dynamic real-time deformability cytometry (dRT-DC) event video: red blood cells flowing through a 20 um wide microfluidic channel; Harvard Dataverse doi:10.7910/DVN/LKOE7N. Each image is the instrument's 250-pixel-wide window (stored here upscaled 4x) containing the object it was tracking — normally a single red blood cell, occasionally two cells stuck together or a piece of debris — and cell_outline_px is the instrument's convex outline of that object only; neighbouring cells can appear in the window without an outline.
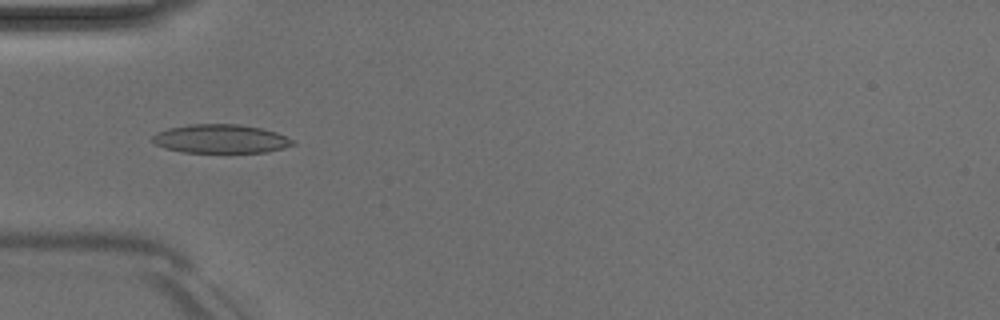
{"species": "Egyptian fruit bat (a non-hibernating species)", "species_latin": "Rousettus aegyptiacus", "temperature_condition": "room temperature", "stored_images_in_passage": 50, "camera_frame_rate_fps": 3000, "um_per_image_px": 0.085, "animal": {"sex": "male"}, "frame": {"image": 1, "passage_image": 16, "time_ms": 5.0, "image_size_px": [1000, 320], "cell_outline_px": [[296, 144], [284, 148], [268, 152], [184, 152], [164, 148], [156, 144], [152, 140], [152, 136], [156, 132], [168, 128], [188, 124], [236, 124], [260, 128], [276, 132], [296, 140]], "centroid_in_image_um": [18.78, 11.8], "position_along_channel_um": 66.2, "area_um2": 23.58}}
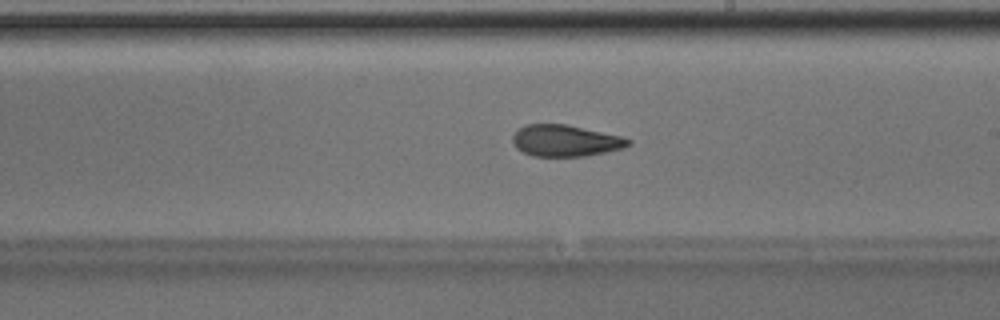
{"frame": {"image": 2, "passage_image": 29, "time_ms": 9.333, "image_size_px": [1000, 320], "cell_outline_px": [[632, 144], [624, 148], [584, 156], [532, 156], [516, 148], [512, 140], [512, 136], [516, 128], [524, 124], [568, 124], [620, 136], [632, 140]], "centroid_in_image_um": [48.03, 11.94], "position_along_channel_um": 241.0, "area_um2": 21.39}}
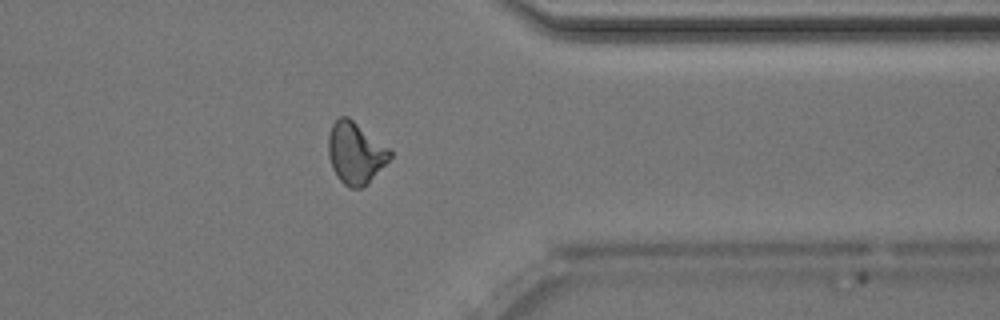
{"frame": {"image": 3, "passage_image": 40, "time_ms": 13.0, "image_size_px": [1000, 320], "cell_outline_px": [[392, 156], [368, 184], [360, 188], [348, 188], [336, 176], [332, 168], [328, 156], [328, 136], [332, 124], [340, 116], [348, 116], [388, 148], [392, 152]], "centroid_in_image_um": [30.19, 13.02], "position_along_channel_um": 381.2, "area_um2": 22.08}, "authors_computed_cell_mechanics": {"area_um2": 21.9062, "velocity_mm_per_s": 4.0464, "shape_relaxation_time_tau1_ms": 7.4977, "shape_relaxation_time_tau2_ms": 2.7826, "deformation_change_tau1": 0.2005, "deformation_change_tau2": 0.0969}}